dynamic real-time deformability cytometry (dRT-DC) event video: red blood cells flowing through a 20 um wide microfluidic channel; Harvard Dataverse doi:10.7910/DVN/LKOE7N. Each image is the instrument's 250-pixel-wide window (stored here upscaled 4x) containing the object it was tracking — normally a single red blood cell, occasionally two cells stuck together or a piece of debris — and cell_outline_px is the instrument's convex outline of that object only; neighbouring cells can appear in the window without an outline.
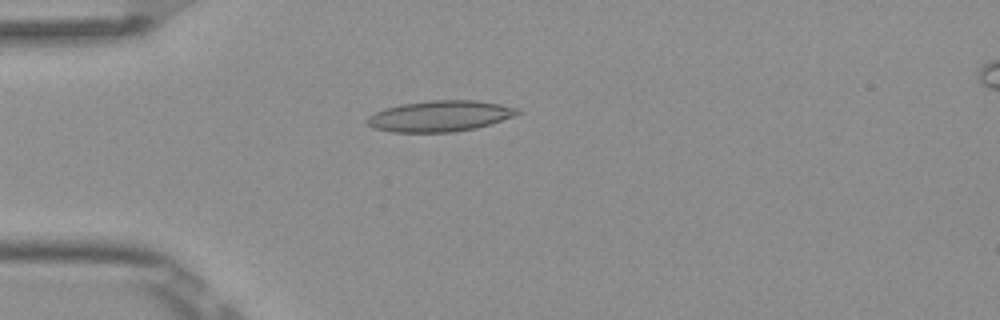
{"species": "Egyptian fruit bat (a non-hibernating species)", "species_latin": "Rousettus aegyptiacus", "temperature_condition": "room temperature", "stored_images_in_passage": 4, "camera_frame_rate_fps": 3000, "um_per_image_px": 0.085, "frame": {"image": 1, "passage_image": 4, "time_ms": 1.0, "image_size_px": [1000, 320], "cell_outline_px": [[520, 112], [512, 116], [476, 128], [452, 132], [392, 132], [372, 128], [364, 120], [368, 116], [384, 108], [400, 104], [432, 100], [476, 100], [500, 104], [516, 108]], "centroid_in_image_um": [37.31, 9.86], "position_along_channel_um": 47.7, "area_um2": 26.93}}